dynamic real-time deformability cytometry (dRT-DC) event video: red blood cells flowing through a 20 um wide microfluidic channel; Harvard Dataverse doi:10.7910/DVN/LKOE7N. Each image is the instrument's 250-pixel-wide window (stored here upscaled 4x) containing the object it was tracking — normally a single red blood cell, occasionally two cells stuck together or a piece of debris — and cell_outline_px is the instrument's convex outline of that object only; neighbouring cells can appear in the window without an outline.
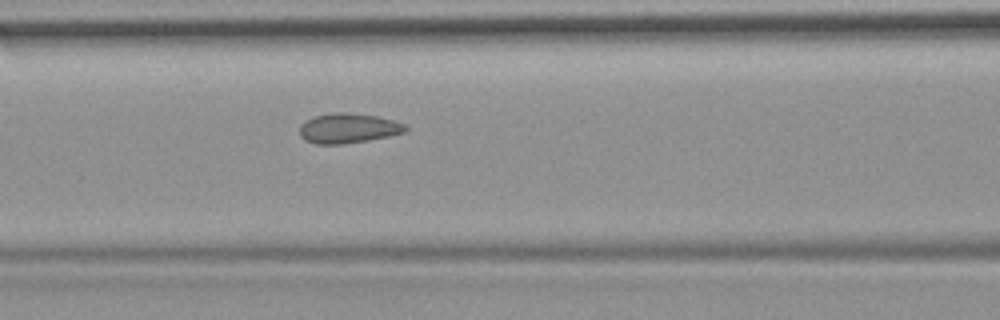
{"species": "common noctule bat (a hibernating species)", "species_latin": "Nyctalus noctula", "temperature_condition": "room temperature", "stored_images_in_passage": 37, "camera_frame_rate_fps": 3000, "um_per_image_px": 0.085, "animal": {"sex": "female", "body_mass_g": 19.9}, "frame": {"image": 1, "passage_image": 6, "time_ms": 1.667, "image_size_px": [1000, 320], "cell_outline_px": [[408, 128], [404, 132], [388, 136], [368, 140], [340, 144], [316, 144], [304, 140], [300, 136], [300, 124], [304, 120], [316, 116], [332, 112], [348, 112], [380, 116], [404, 124]], "centroid_in_image_um": [29.56, 10.89], "position_along_channel_um": 137.0, "area_um2": 18.5}}